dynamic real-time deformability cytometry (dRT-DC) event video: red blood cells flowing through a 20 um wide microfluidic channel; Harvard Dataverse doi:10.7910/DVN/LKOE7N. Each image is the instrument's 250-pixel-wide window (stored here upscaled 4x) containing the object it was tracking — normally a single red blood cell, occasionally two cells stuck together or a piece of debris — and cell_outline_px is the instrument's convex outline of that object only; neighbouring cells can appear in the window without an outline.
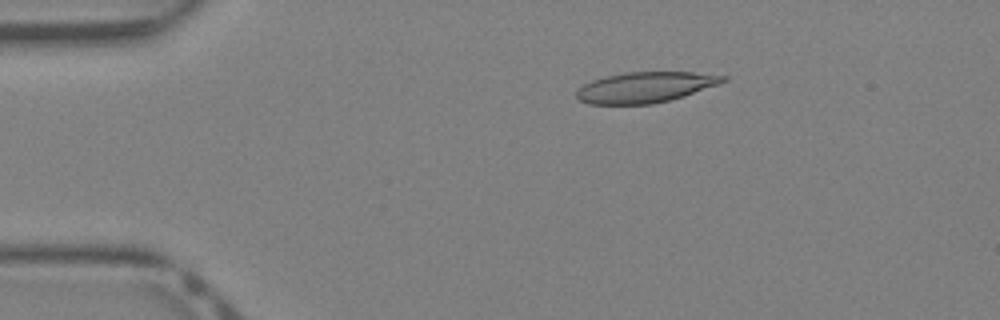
{"species": "Egyptian fruit bat (a non-hibernating species)", "species_latin": "Rousettus aegyptiacus", "temperature_condition": "warm", "stored_images_in_passage": 39, "camera_frame_rate_fps": 3000, "um_per_image_px": 0.085, "animal": {"sex": "female"}, "frame": {"image": 1, "passage_image": 7, "time_ms": 2.0, "image_size_px": [1000, 320], "cell_outline_px": [[728, 80], [684, 96], [652, 104], [588, 104], [580, 100], [576, 96], [576, 92], [584, 84], [592, 80], [604, 76], [628, 72], [692, 72], [728, 76]], "centroid_in_image_um": [54.83, 7.41], "position_along_channel_um": 30.2, "area_um2": 25.95}}
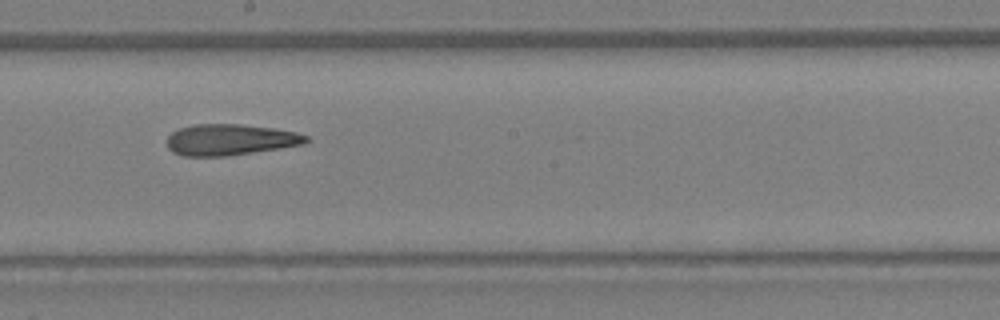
{"frame": {"image": 2, "passage_image": 22, "time_ms": 7.0, "image_size_px": [1000, 320], "cell_outline_px": [[308, 140], [304, 144], [280, 148], [224, 156], [184, 156], [172, 152], [168, 148], [168, 136], [172, 132], [180, 128], [192, 124], [240, 124], [272, 128], [296, 132], [308, 136]], "centroid_in_image_um": [19.54, 11.87], "position_along_channel_um": 228.7, "area_um2": 25.09}}
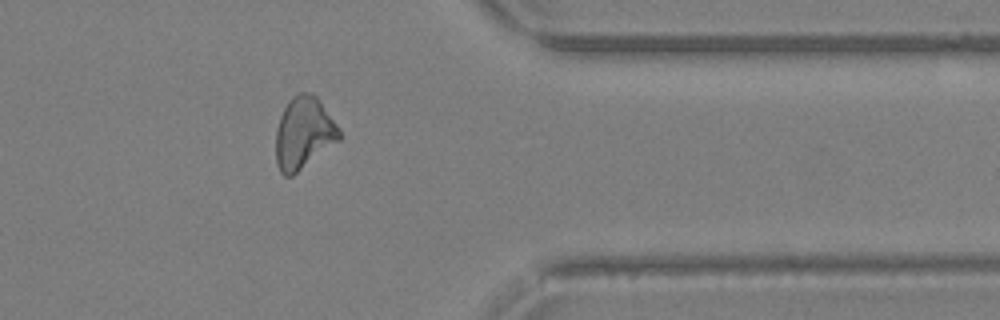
{"frame": {"image": 3, "passage_image": 32, "time_ms": 10.333, "image_size_px": [1000, 320], "cell_outline_px": [[340, 140], [292, 176], [284, 176], [280, 172], [276, 164], [276, 128], [280, 116], [288, 100], [292, 96], [300, 92], [308, 92], [316, 96], [320, 100], [340, 128]], "centroid_in_image_um": [25.81, 11.3], "position_along_channel_um": 385.6, "area_um2": 26.76}}